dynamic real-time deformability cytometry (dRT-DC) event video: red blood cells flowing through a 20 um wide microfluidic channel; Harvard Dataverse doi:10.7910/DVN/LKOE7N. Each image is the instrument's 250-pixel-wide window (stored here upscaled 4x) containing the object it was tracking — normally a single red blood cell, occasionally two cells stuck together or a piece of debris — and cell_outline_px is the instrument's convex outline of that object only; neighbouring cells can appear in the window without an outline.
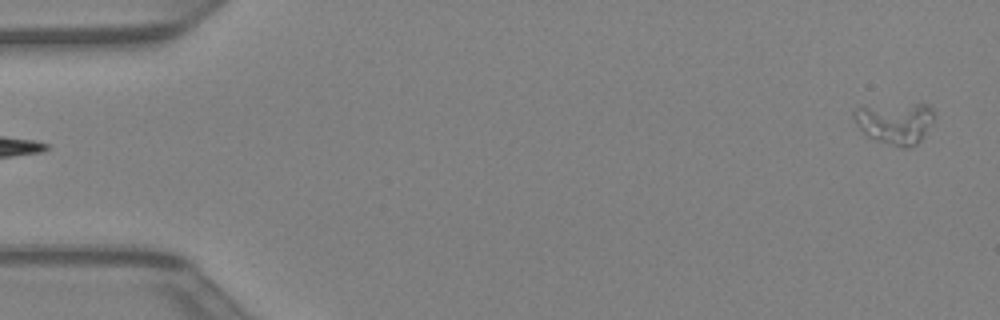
{"species": "Egyptian fruit bat (a non-hibernating species)", "species_latin": "Rousettus aegyptiacus", "temperature_condition": "warm", "stored_images_in_passage": 42, "camera_frame_rate_fps": 3000, "um_per_image_px": 0.085, "animal": {"sex": "female"}, "frame": {"image": 1, "passage_image": 1, "time_ms": 0.0, "image_size_px": [1000, 320], "cell_outline_px": [[936, 112], [932, 120], [920, 140], [916, 144], [908, 148], [880, 140], [868, 136], [856, 124], [852, 116], [852, 112], [856, 108], [916, 104], [924, 104], [932, 108]], "centroid_in_image_um": [76.09, 10.44], "position_along_channel_um": 8.9, "area_um2": 18.55}}
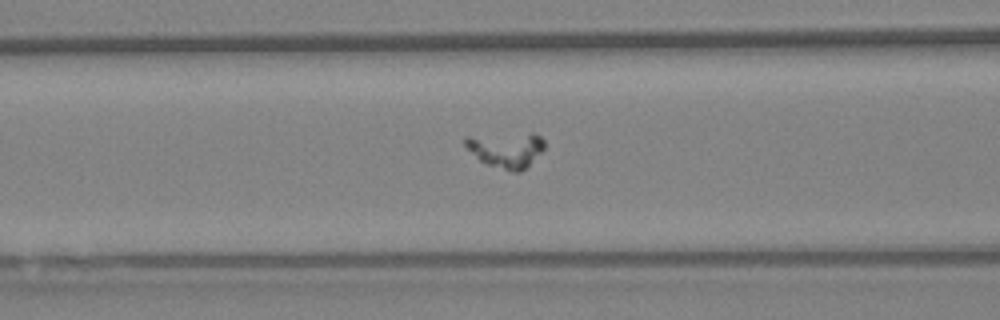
{"frame": {"image": 2, "passage_image": 17, "time_ms": 5.333, "image_size_px": [1000, 320], "cell_outline_px": [[544, 148], [520, 172], [516, 172], [488, 164], [480, 160], [464, 144], [464, 140], [468, 136], [532, 132], [536, 132], [544, 140]], "centroid_in_image_um": [43.04, 12.68], "position_along_channel_um": 123.6, "area_um2": 16.01}}
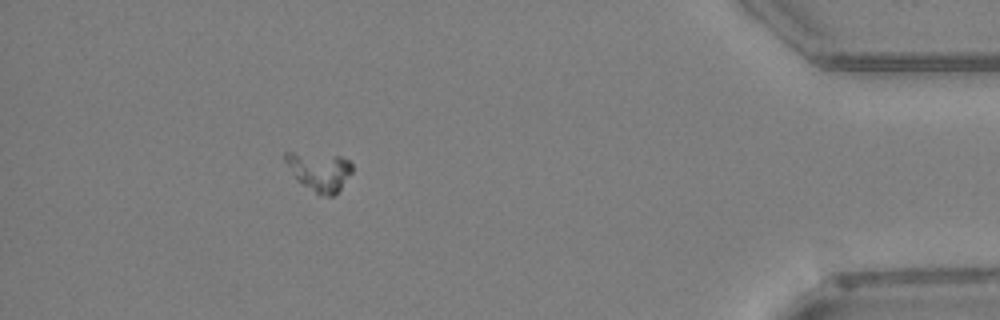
{"frame": {"image": 3, "passage_image": 38, "time_ms": 12.333, "image_size_px": [1000, 320], "cell_outline_px": [[352, 172], [340, 188], [332, 196], [328, 196], [316, 192], [296, 180], [284, 160], [284, 152], [292, 152], [340, 156], [348, 160], [352, 164]], "centroid_in_image_um": [27.13, 14.54], "position_along_channel_um": 408.1, "area_um2": 14.8}}